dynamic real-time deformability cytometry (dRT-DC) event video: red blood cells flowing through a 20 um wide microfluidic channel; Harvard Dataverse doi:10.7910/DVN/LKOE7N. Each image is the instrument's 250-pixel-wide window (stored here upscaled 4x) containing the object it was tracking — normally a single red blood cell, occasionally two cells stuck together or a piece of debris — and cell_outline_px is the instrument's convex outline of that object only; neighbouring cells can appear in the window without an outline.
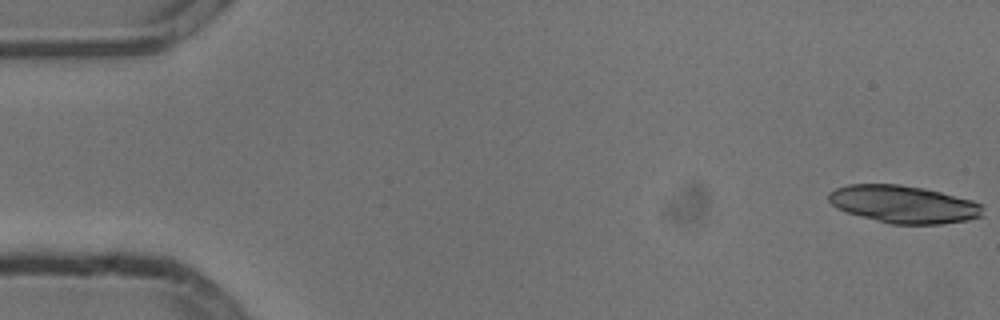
{"species": "common noctule bat (a hibernating species)", "species_latin": "Nyctalus noctula", "temperature_condition": "cold", "stored_images_in_passage": 16, "camera_frame_rate_fps": 3000, "um_per_image_px": 0.085, "animal": {"sex": "male", "body_mass_g": 13.3}, "frame": {"image": 1, "passage_image": 1, "time_ms": 0.0, "image_size_px": [1000, 320], "cell_outline_px": [[984, 216], [968, 220], [940, 224], [892, 224], [860, 216], [836, 208], [828, 200], [828, 192], [836, 188], [848, 184], [900, 184], [924, 188], [972, 200], [984, 204]], "centroid_in_image_um": [76.84, 17.36], "position_along_channel_um": 8.2, "area_um2": 33.93}}